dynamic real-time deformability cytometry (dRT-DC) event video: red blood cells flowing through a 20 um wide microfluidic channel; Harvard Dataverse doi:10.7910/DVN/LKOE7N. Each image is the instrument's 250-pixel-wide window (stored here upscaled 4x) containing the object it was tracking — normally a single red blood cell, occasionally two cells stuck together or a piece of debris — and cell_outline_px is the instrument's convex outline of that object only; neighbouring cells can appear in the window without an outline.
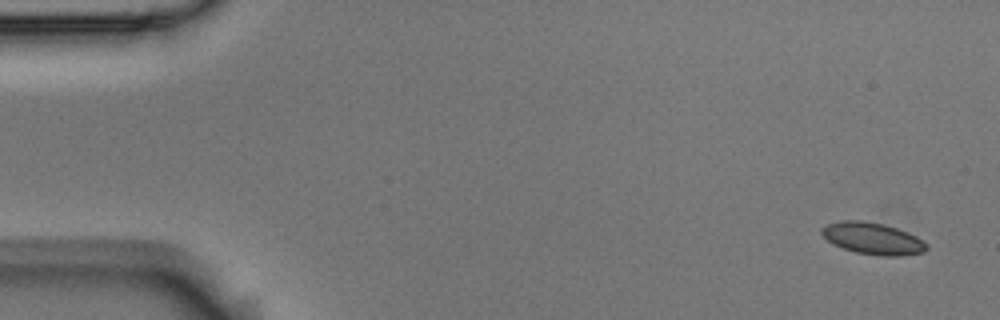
{"species": "Egyptian fruit bat (a non-hibernating species)", "species_latin": "Rousettus aegyptiacus", "temperature_condition": "room temperature", "stored_images_in_passage": 5, "camera_frame_rate_fps": 3000, "um_per_image_px": 0.085, "animal": {"sex": "male"}, "frame": {"image": 1, "passage_image": 1, "time_ms": 0.0, "image_size_px": [1000, 320], "cell_outline_px": [[928, 248], [924, 252], [900, 256], [880, 256], [856, 252], [832, 244], [820, 232], [820, 228], [828, 224], [840, 220], [864, 220], [884, 224], [908, 232], [916, 236], [928, 244]], "centroid_in_image_um": [74.19, 20.26], "position_along_channel_um": 10.8, "area_um2": 19.54}}
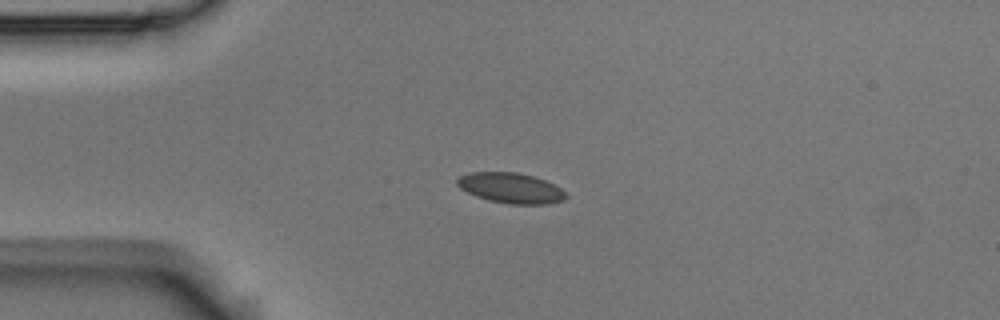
{"frame": {"image": 2, "passage_image": 4, "time_ms": 1.0, "image_size_px": [1000, 320], "cell_outline_px": [[568, 196], [564, 200], [548, 204], [508, 204], [488, 200], [476, 196], [460, 188], [456, 184], [456, 180], [460, 176], [468, 172], [516, 172], [532, 176], [544, 180], [560, 188]], "centroid_in_image_um": [43.4, 15.98], "position_along_channel_um": 41.6, "area_um2": 19.19}}